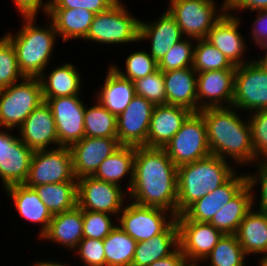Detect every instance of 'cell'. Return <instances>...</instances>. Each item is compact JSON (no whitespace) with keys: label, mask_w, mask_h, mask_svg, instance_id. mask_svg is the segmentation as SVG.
I'll use <instances>...</instances> for the list:
<instances>
[{"label":"cell","mask_w":267,"mask_h":266,"mask_svg":"<svg viewBox=\"0 0 267 266\" xmlns=\"http://www.w3.org/2000/svg\"><path fill=\"white\" fill-rule=\"evenodd\" d=\"M127 195L129 201L177 216V166L164 148L136 147L133 183Z\"/></svg>","instance_id":"obj_1"},{"label":"cell","mask_w":267,"mask_h":266,"mask_svg":"<svg viewBox=\"0 0 267 266\" xmlns=\"http://www.w3.org/2000/svg\"><path fill=\"white\" fill-rule=\"evenodd\" d=\"M237 112L238 109L232 106L199 111L206 123L211 155L226 160L231 158L230 161L243 166L252 165L255 164V154L248 116L244 121Z\"/></svg>","instance_id":"obj_2"},{"label":"cell","mask_w":267,"mask_h":266,"mask_svg":"<svg viewBox=\"0 0 267 266\" xmlns=\"http://www.w3.org/2000/svg\"><path fill=\"white\" fill-rule=\"evenodd\" d=\"M229 160L210 155L177 167V216L225 184L237 171ZM233 165V166H232Z\"/></svg>","instance_id":"obj_3"},{"label":"cell","mask_w":267,"mask_h":266,"mask_svg":"<svg viewBox=\"0 0 267 266\" xmlns=\"http://www.w3.org/2000/svg\"><path fill=\"white\" fill-rule=\"evenodd\" d=\"M35 19L36 17H23L24 24L16 34L11 31L5 34L14 47L17 64L24 77H38L47 70L58 41L54 24L49 18V25L41 27Z\"/></svg>","instance_id":"obj_4"},{"label":"cell","mask_w":267,"mask_h":266,"mask_svg":"<svg viewBox=\"0 0 267 266\" xmlns=\"http://www.w3.org/2000/svg\"><path fill=\"white\" fill-rule=\"evenodd\" d=\"M131 14L122 4V0H118L108 10L94 16L84 40L114 46L140 42V19Z\"/></svg>","instance_id":"obj_5"},{"label":"cell","mask_w":267,"mask_h":266,"mask_svg":"<svg viewBox=\"0 0 267 266\" xmlns=\"http://www.w3.org/2000/svg\"><path fill=\"white\" fill-rule=\"evenodd\" d=\"M38 77H24L20 82L0 89V128L17 129L42 104Z\"/></svg>","instance_id":"obj_6"},{"label":"cell","mask_w":267,"mask_h":266,"mask_svg":"<svg viewBox=\"0 0 267 266\" xmlns=\"http://www.w3.org/2000/svg\"><path fill=\"white\" fill-rule=\"evenodd\" d=\"M216 3L215 0H169L167 10L181 28L184 37L205 39L226 12L225 0L220 8Z\"/></svg>","instance_id":"obj_7"},{"label":"cell","mask_w":267,"mask_h":266,"mask_svg":"<svg viewBox=\"0 0 267 266\" xmlns=\"http://www.w3.org/2000/svg\"><path fill=\"white\" fill-rule=\"evenodd\" d=\"M164 149L177 167L210 156L203 116L199 112H192Z\"/></svg>","instance_id":"obj_8"},{"label":"cell","mask_w":267,"mask_h":266,"mask_svg":"<svg viewBox=\"0 0 267 266\" xmlns=\"http://www.w3.org/2000/svg\"><path fill=\"white\" fill-rule=\"evenodd\" d=\"M175 218L176 216L166 209L126 201L117 217V224L138 243L161 234Z\"/></svg>","instance_id":"obj_9"},{"label":"cell","mask_w":267,"mask_h":266,"mask_svg":"<svg viewBox=\"0 0 267 266\" xmlns=\"http://www.w3.org/2000/svg\"><path fill=\"white\" fill-rule=\"evenodd\" d=\"M61 182H77L69 147L34 151L31 157L27 187Z\"/></svg>","instance_id":"obj_10"},{"label":"cell","mask_w":267,"mask_h":266,"mask_svg":"<svg viewBox=\"0 0 267 266\" xmlns=\"http://www.w3.org/2000/svg\"><path fill=\"white\" fill-rule=\"evenodd\" d=\"M232 107L250 113L267 109V68L255 58L236 66Z\"/></svg>","instance_id":"obj_11"},{"label":"cell","mask_w":267,"mask_h":266,"mask_svg":"<svg viewBox=\"0 0 267 266\" xmlns=\"http://www.w3.org/2000/svg\"><path fill=\"white\" fill-rule=\"evenodd\" d=\"M77 205L82 210L105 212L118 217L128 194L120 186L85 176L77 179ZM127 198V199H126Z\"/></svg>","instance_id":"obj_12"},{"label":"cell","mask_w":267,"mask_h":266,"mask_svg":"<svg viewBox=\"0 0 267 266\" xmlns=\"http://www.w3.org/2000/svg\"><path fill=\"white\" fill-rule=\"evenodd\" d=\"M82 100L80 95L43 98L54 117L60 146L70 147L85 137L84 114L86 103Z\"/></svg>","instance_id":"obj_13"},{"label":"cell","mask_w":267,"mask_h":266,"mask_svg":"<svg viewBox=\"0 0 267 266\" xmlns=\"http://www.w3.org/2000/svg\"><path fill=\"white\" fill-rule=\"evenodd\" d=\"M175 221L178 227L179 248L189 265L202 264L224 235L210 223L191 220Z\"/></svg>","instance_id":"obj_14"},{"label":"cell","mask_w":267,"mask_h":266,"mask_svg":"<svg viewBox=\"0 0 267 266\" xmlns=\"http://www.w3.org/2000/svg\"><path fill=\"white\" fill-rule=\"evenodd\" d=\"M154 105L135 95L128 107L117 116V139L124 146H146Z\"/></svg>","instance_id":"obj_15"},{"label":"cell","mask_w":267,"mask_h":266,"mask_svg":"<svg viewBox=\"0 0 267 266\" xmlns=\"http://www.w3.org/2000/svg\"><path fill=\"white\" fill-rule=\"evenodd\" d=\"M235 70L224 69L197 73V112L206 108L232 106Z\"/></svg>","instance_id":"obj_16"},{"label":"cell","mask_w":267,"mask_h":266,"mask_svg":"<svg viewBox=\"0 0 267 266\" xmlns=\"http://www.w3.org/2000/svg\"><path fill=\"white\" fill-rule=\"evenodd\" d=\"M5 129L0 156V181L3 188L24 184L28 178L33 151L14 134Z\"/></svg>","instance_id":"obj_17"},{"label":"cell","mask_w":267,"mask_h":266,"mask_svg":"<svg viewBox=\"0 0 267 266\" xmlns=\"http://www.w3.org/2000/svg\"><path fill=\"white\" fill-rule=\"evenodd\" d=\"M235 173L225 184L209 192L206 196L191 204L175 220H191L209 223L214 215L231 199H233L247 184V174Z\"/></svg>","instance_id":"obj_18"},{"label":"cell","mask_w":267,"mask_h":266,"mask_svg":"<svg viewBox=\"0 0 267 266\" xmlns=\"http://www.w3.org/2000/svg\"><path fill=\"white\" fill-rule=\"evenodd\" d=\"M121 146L117 138L83 137L69 148L76 179L93 176L100 164Z\"/></svg>","instance_id":"obj_19"},{"label":"cell","mask_w":267,"mask_h":266,"mask_svg":"<svg viewBox=\"0 0 267 266\" xmlns=\"http://www.w3.org/2000/svg\"><path fill=\"white\" fill-rule=\"evenodd\" d=\"M241 17L237 14L231 15L227 12L214 24L208 32L205 40L216 47L234 65H244L251 60L245 59L244 54L247 50L245 36H242L239 27Z\"/></svg>","instance_id":"obj_20"},{"label":"cell","mask_w":267,"mask_h":266,"mask_svg":"<svg viewBox=\"0 0 267 266\" xmlns=\"http://www.w3.org/2000/svg\"><path fill=\"white\" fill-rule=\"evenodd\" d=\"M17 131L20 135L19 138L33 152L61 147L59 145L55 120L46 102L40 104L26 118ZM51 145L53 146L52 148L50 147Z\"/></svg>","instance_id":"obj_21"},{"label":"cell","mask_w":267,"mask_h":266,"mask_svg":"<svg viewBox=\"0 0 267 266\" xmlns=\"http://www.w3.org/2000/svg\"><path fill=\"white\" fill-rule=\"evenodd\" d=\"M151 22L140 20L139 41L150 42L149 54L158 63L173 45L185 37L168 10L163 11L159 18Z\"/></svg>","instance_id":"obj_22"},{"label":"cell","mask_w":267,"mask_h":266,"mask_svg":"<svg viewBox=\"0 0 267 266\" xmlns=\"http://www.w3.org/2000/svg\"><path fill=\"white\" fill-rule=\"evenodd\" d=\"M191 113L188 108L178 105L154 106L147 134V147L164 148Z\"/></svg>","instance_id":"obj_23"},{"label":"cell","mask_w":267,"mask_h":266,"mask_svg":"<svg viewBox=\"0 0 267 266\" xmlns=\"http://www.w3.org/2000/svg\"><path fill=\"white\" fill-rule=\"evenodd\" d=\"M13 200L14 208L26 221L40 225L39 238L48 230L52 215L33 188L25 184L12 185L4 189Z\"/></svg>","instance_id":"obj_24"},{"label":"cell","mask_w":267,"mask_h":266,"mask_svg":"<svg viewBox=\"0 0 267 266\" xmlns=\"http://www.w3.org/2000/svg\"><path fill=\"white\" fill-rule=\"evenodd\" d=\"M166 104L197 112V72L192 67L163 72Z\"/></svg>","instance_id":"obj_25"},{"label":"cell","mask_w":267,"mask_h":266,"mask_svg":"<svg viewBox=\"0 0 267 266\" xmlns=\"http://www.w3.org/2000/svg\"><path fill=\"white\" fill-rule=\"evenodd\" d=\"M74 250L83 239L82 209L77 205L71 210L52 216L47 232L40 238Z\"/></svg>","instance_id":"obj_26"},{"label":"cell","mask_w":267,"mask_h":266,"mask_svg":"<svg viewBox=\"0 0 267 266\" xmlns=\"http://www.w3.org/2000/svg\"><path fill=\"white\" fill-rule=\"evenodd\" d=\"M63 63L49 73H46L45 70L38 76L43 98L80 95L83 86L77 66L75 67L73 63L69 62Z\"/></svg>","instance_id":"obj_27"},{"label":"cell","mask_w":267,"mask_h":266,"mask_svg":"<svg viewBox=\"0 0 267 266\" xmlns=\"http://www.w3.org/2000/svg\"><path fill=\"white\" fill-rule=\"evenodd\" d=\"M254 208V209H253ZM240 223L235 236L247 256L267 258V214L253 207Z\"/></svg>","instance_id":"obj_28"},{"label":"cell","mask_w":267,"mask_h":266,"mask_svg":"<svg viewBox=\"0 0 267 266\" xmlns=\"http://www.w3.org/2000/svg\"><path fill=\"white\" fill-rule=\"evenodd\" d=\"M106 72L105 81L98 92L96 100L109 112L118 116L130 104L135 96L134 83L121 77L111 66Z\"/></svg>","instance_id":"obj_29"},{"label":"cell","mask_w":267,"mask_h":266,"mask_svg":"<svg viewBox=\"0 0 267 266\" xmlns=\"http://www.w3.org/2000/svg\"><path fill=\"white\" fill-rule=\"evenodd\" d=\"M178 247V227L174 220L161 234L136 244L131 266L150 265L171 255Z\"/></svg>","instance_id":"obj_30"},{"label":"cell","mask_w":267,"mask_h":266,"mask_svg":"<svg viewBox=\"0 0 267 266\" xmlns=\"http://www.w3.org/2000/svg\"><path fill=\"white\" fill-rule=\"evenodd\" d=\"M256 194L247 184L209 223L224 234H235L245 215L256 205Z\"/></svg>","instance_id":"obj_31"},{"label":"cell","mask_w":267,"mask_h":266,"mask_svg":"<svg viewBox=\"0 0 267 266\" xmlns=\"http://www.w3.org/2000/svg\"><path fill=\"white\" fill-rule=\"evenodd\" d=\"M96 14L86 9H49L47 17L54 24L64 43L70 39L84 40Z\"/></svg>","instance_id":"obj_32"},{"label":"cell","mask_w":267,"mask_h":266,"mask_svg":"<svg viewBox=\"0 0 267 266\" xmlns=\"http://www.w3.org/2000/svg\"><path fill=\"white\" fill-rule=\"evenodd\" d=\"M135 153V146L121 145L117 151L100 164L93 176L120 187H122V179L127 176L129 184L125 190L128 193L133 183Z\"/></svg>","instance_id":"obj_33"},{"label":"cell","mask_w":267,"mask_h":266,"mask_svg":"<svg viewBox=\"0 0 267 266\" xmlns=\"http://www.w3.org/2000/svg\"><path fill=\"white\" fill-rule=\"evenodd\" d=\"M32 188L52 216L77 206V182L42 184Z\"/></svg>","instance_id":"obj_34"},{"label":"cell","mask_w":267,"mask_h":266,"mask_svg":"<svg viewBox=\"0 0 267 266\" xmlns=\"http://www.w3.org/2000/svg\"><path fill=\"white\" fill-rule=\"evenodd\" d=\"M137 242L118 225L103 240L106 266H131Z\"/></svg>","instance_id":"obj_35"},{"label":"cell","mask_w":267,"mask_h":266,"mask_svg":"<svg viewBox=\"0 0 267 266\" xmlns=\"http://www.w3.org/2000/svg\"><path fill=\"white\" fill-rule=\"evenodd\" d=\"M85 107L84 130L86 137L117 138V116L109 112L97 100Z\"/></svg>","instance_id":"obj_36"},{"label":"cell","mask_w":267,"mask_h":266,"mask_svg":"<svg viewBox=\"0 0 267 266\" xmlns=\"http://www.w3.org/2000/svg\"><path fill=\"white\" fill-rule=\"evenodd\" d=\"M247 257L235 234H224L204 262L207 266H246Z\"/></svg>","instance_id":"obj_37"},{"label":"cell","mask_w":267,"mask_h":266,"mask_svg":"<svg viewBox=\"0 0 267 266\" xmlns=\"http://www.w3.org/2000/svg\"><path fill=\"white\" fill-rule=\"evenodd\" d=\"M192 68L197 73L206 71L236 69L226 56L205 39H197L194 43Z\"/></svg>","instance_id":"obj_38"},{"label":"cell","mask_w":267,"mask_h":266,"mask_svg":"<svg viewBox=\"0 0 267 266\" xmlns=\"http://www.w3.org/2000/svg\"><path fill=\"white\" fill-rule=\"evenodd\" d=\"M125 59V71L120 69L117 64L115 65L111 63L110 66L121 77L129 79L132 82L139 78L148 76L158 70L157 61L146 50L134 51Z\"/></svg>","instance_id":"obj_39"},{"label":"cell","mask_w":267,"mask_h":266,"mask_svg":"<svg viewBox=\"0 0 267 266\" xmlns=\"http://www.w3.org/2000/svg\"><path fill=\"white\" fill-rule=\"evenodd\" d=\"M183 38L173 45L158 62V69L163 72L193 66L195 39ZM194 40V41H193Z\"/></svg>","instance_id":"obj_40"},{"label":"cell","mask_w":267,"mask_h":266,"mask_svg":"<svg viewBox=\"0 0 267 266\" xmlns=\"http://www.w3.org/2000/svg\"><path fill=\"white\" fill-rule=\"evenodd\" d=\"M3 36L0 38V89L7 88L24 78L17 64L14 47L9 38Z\"/></svg>","instance_id":"obj_41"},{"label":"cell","mask_w":267,"mask_h":266,"mask_svg":"<svg viewBox=\"0 0 267 266\" xmlns=\"http://www.w3.org/2000/svg\"><path fill=\"white\" fill-rule=\"evenodd\" d=\"M82 217L83 238L104 240L118 225L117 217L105 212L82 210Z\"/></svg>","instance_id":"obj_42"},{"label":"cell","mask_w":267,"mask_h":266,"mask_svg":"<svg viewBox=\"0 0 267 266\" xmlns=\"http://www.w3.org/2000/svg\"><path fill=\"white\" fill-rule=\"evenodd\" d=\"M135 95L141 96L151 102L154 106L166 104V91L164 74L162 70L139 78L135 81Z\"/></svg>","instance_id":"obj_43"},{"label":"cell","mask_w":267,"mask_h":266,"mask_svg":"<svg viewBox=\"0 0 267 266\" xmlns=\"http://www.w3.org/2000/svg\"><path fill=\"white\" fill-rule=\"evenodd\" d=\"M255 163L267 160V109L248 113Z\"/></svg>","instance_id":"obj_44"},{"label":"cell","mask_w":267,"mask_h":266,"mask_svg":"<svg viewBox=\"0 0 267 266\" xmlns=\"http://www.w3.org/2000/svg\"><path fill=\"white\" fill-rule=\"evenodd\" d=\"M73 251L86 266H106L103 240L83 238Z\"/></svg>","instance_id":"obj_45"},{"label":"cell","mask_w":267,"mask_h":266,"mask_svg":"<svg viewBox=\"0 0 267 266\" xmlns=\"http://www.w3.org/2000/svg\"><path fill=\"white\" fill-rule=\"evenodd\" d=\"M118 0H51L49 9H86L92 13L108 10Z\"/></svg>","instance_id":"obj_46"},{"label":"cell","mask_w":267,"mask_h":266,"mask_svg":"<svg viewBox=\"0 0 267 266\" xmlns=\"http://www.w3.org/2000/svg\"><path fill=\"white\" fill-rule=\"evenodd\" d=\"M258 170L256 175L247 173L248 184L250 185L251 189L255 190V187L260 186V202L258 203V210L267 214V160L258 161L255 163Z\"/></svg>","instance_id":"obj_47"},{"label":"cell","mask_w":267,"mask_h":266,"mask_svg":"<svg viewBox=\"0 0 267 266\" xmlns=\"http://www.w3.org/2000/svg\"><path fill=\"white\" fill-rule=\"evenodd\" d=\"M13 2L22 17H37L40 10L47 15L51 0H46V2L44 0H13Z\"/></svg>","instance_id":"obj_48"},{"label":"cell","mask_w":267,"mask_h":266,"mask_svg":"<svg viewBox=\"0 0 267 266\" xmlns=\"http://www.w3.org/2000/svg\"><path fill=\"white\" fill-rule=\"evenodd\" d=\"M226 12L234 15L236 10H250L254 12L257 10H267V0H225ZM232 11H234L232 13Z\"/></svg>","instance_id":"obj_49"},{"label":"cell","mask_w":267,"mask_h":266,"mask_svg":"<svg viewBox=\"0 0 267 266\" xmlns=\"http://www.w3.org/2000/svg\"><path fill=\"white\" fill-rule=\"evenodd\" d=\"M257 17L252 23L251 42H255V46L267 36V10H257Z\"/></svg>","instance_id":"obj_50"},{"label":"cell","mask_w":267,"mask_h":266,"mask_svg":"<svg viewBox=\"0 0 267 266\" xmlns=\"http://www.w3.org/2000/svg\"><path fill=\"white\" fill-rule=\"evenodd\" d=\"M186 257L178 247L171 255L159 259L147 266H188Z\"/></svg>","instance_id":"obj_51"},{"label":"cell","mask_w":267,"mask_h":266,"mask_svg":"<svg viewBox=\"0 0 267 266\" xmlns=\"http://www.w3.org/2000/svg\"><path fill=\"white\" fill-rule=\"evenodd\" d=\"M30 266H71L69 264H65V263H61L59 261H54V260H39L37 262H34L33 265H30Z\"/></svg>","instance_id":"obj_52"},{"label":"cell","mask_w":267,"mask_h":266,"mask_svg":"<svg viewBox=\"0 0 267 266\" xmlns=\"http://www.w3.org/2000/svg\"><path fill=\"white\" fill-rule=\"evenodd\" d=\"M265 55H263V57L261 56L258 59H255L256 61H258L264 68H267V52H264Z\"/></svg>","instance_id":"obj_53"},{"label":"cell","mask_w":267,"mask_h":266,"mask_svg":"<svg viewBox=\"0 0 267 266\" xmlns=\"http://www.w3.org/2000/svg\"><path fill=\"white\" fill-rule=\"evenodd\" d=\"M257 46H258L259 48H261L262 50H263V49L266 50V52H267V36L264 37V38L257 44Z\"/></svg>","instance_id":"obj_54"},{"label":"cell","mask_w":267,"mask_h":266,"mask_svg":"<svg viewBox=\"0 0 267 266\" xmlns=\"http://www.w3.org/2000/svg\"><path fill=\"white\" fill-rule=\"evenodd\" d=\"M4 128H0V156L2 152V142H4Z\"/></svg>","instance_id":"obj_55"},{"label":"cell","mask_w":267,"mask_h":266,"mask_svg":"<svg viewBox=\"0 0 267 266\" xmlns=\"http://www.w3.org/2000/svg\"><path fill=\"white\" fill-rule=\"evenodd\" d=\"M258 266H267V258L258 260Z\"/></svg>","instance_id":"obj_56"}]
</instances>
